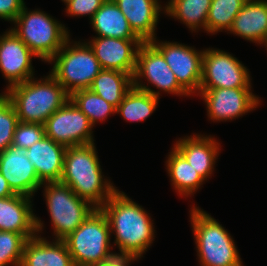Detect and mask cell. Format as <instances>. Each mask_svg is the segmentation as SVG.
Here are the masks:
<instances>
[{
    "label": "cell",
    "instance_id": "1",
    "mask_svg": "<svg viewBox=\"0 0 267 266\" xmlns=\"http://www.w3.org/2000/svg\"><path fill=\"white\" fill-rule=\"evenodd\" d=\"M100 209L108 219L111 233L115 234L114 244L120 251L117 256L136 261L143 257L155 237L149 213L119 190Z\"/></svg>",
    "mask_w": 267,
    "mask_h": 266
},
{
    "label": "cell",
    "instance_id": "2",
    "mask_svg": "<svg viewBox=\"0 0 267 266\" xmlns=\"http://www.w3.org/2000/svg\"><path fill=\"white\" fill-rule=\"evenodd\" d=\"M95 143L67 147L60 182L100 209L118 190L110 179H104Z\"/></svg>",
    "mask_w": 267,
    "mask_h": 266
},
{
    "label": "cell",
    "instance_id": "3",
    "mask_svg": "<svg viewBox=\"0 0 267 266\" xmlns=\"http://www.w3.org/2000/svg\"><path fill=\"white\" fill-rule=\"evenodd\" d=\"M4 94L13 104L19 122L23 123L44 124L70 99V94L50 73L43 79L32 77L11 86Z\"/></svg>",
    "mask_w": 267,
    "mask_h": 266
},
{
    "label": "cell",
    "instance_id": "4",
    "mask_svg": "<svg viewBox=\"0 0 267 266\" xmlns=\"http://www.w3.org/2000/svg\"><path fill=\"white\" fill-rule=\"evenodd\" d=\"M190 219L201 266H243L236 244L222 224L196 206L191 208Z\"/></svg>",
    "mask_w": 267,
    "mask_h": 266
},
{
    "label": "cell",
    "instance_id": "5",
    "mask_svg": "<svg viewBox=\"0 0 267 266\" xmlns=\"http://www.w3.org/2000/svg\"><path fill=\"white\" fill-rule=\"evenodd\" d=\"M110 225L101 209H95L88 218L63 239L75 266H99L111 261Z\"/></svg>",
    "mask_w": 267,
    "mask_h": 266
},
{
    "label": "cell",
    "instance_id": "6",
    "mask_svg": "<svg viewBox=\"0 0 267 266\" xmlns=\"http://www.w3.org/2000/svg\"><path fill=\"white\" fill-rule=\"evenodd\" d=\"M11 30L42 61L48 62L70 38L65 25L44 11H28L26 5L13 22Z\"/></svg>",
    "mask_w": 267,
    "mask_h": 266
},
{
    "label": "cell",
    "instance_id": "7",
    "mask_svg": "<svg viewBox=\"0 0 267 266\" xmlns=\"http://www.w3.org/2000/svg\"><path fill=\"white\" fill-rule=\"evenodd\" d=\"M70 40L69 38L57 54L48 61L53 64L50 74L69 94L76 90L90 88L94 78L102 70L87 42L71 43Z\"/></svg>",
    "mask_w": 267,
    "mask_h": 266
},
{
    "label": "cell",
    "instance_id": "8",
    "mask_svg": "<svg viewBox=\"0 0 267 266\" xmlns=\"http://www.w3.org/2000/svg\"><path fill=\"white\" fill-rule=\"evenodd\" d=\"M45 201L51 216L55 240H63L74 232L96 209L61 182L43 183Z\"/></svg>",
    "mask_w": 267,
    "mask_h": 266
},
{
    "label": "cell",
    "instance_id": "9",
    "mask_svg": "<svg viewBox=\"0 0 267 266\" xmlns=\"http://www.w3.org/2000/svg\"><path fill=\"white\" fill-rule=\"evenodd\" d=\"M248 69L230 53L205 49L200 89L251 88Z\"/></svg>",
    "mask_w": 267,
    "mask_h": 266
},
{
    "label": "cell",
    "instance_id": "10",
    "mask_svg": "<svg viewBox=\"0 0 267 266\" xmlns=\"http://www.w3.org/2000/svg\"><path fill=\"white\" fill-rule=\"evenodd\" d=\"M149 42L163 55L179 85L189 95L199 93L204 50L197 51L178 42H158L156 38Z\"/></svg>",
    "mask_w": 267,
    "mask_h": 266
},
{
    "label": "cell",
    "instance_id": "11",
    "mask_svg": "<svg viewBox=\"0 0 267 266\" xmlns=\"http://www.w3.org/2000/svg\"><path fill=\"white\" fill-rule=\"evenodd\" d=\"M43 125L46 136L65 147L94 143L93 126L70 99Z\"/></svg>",
    "mask_w": 267,
    "mask_h": 266
},
{
    "label": "cell",
    "instance_id": "12",
    "mask_svg": "<svg viewBox=\"0 0 267 266\" xmlns=\"http://www.w3.org/2000/svg\"><path fill=\"white\" fill-rule=\"evenodd\" d=\"M197 95L206 103L208 118L213 122L242 117L256 109L260 103L259 97L252 93L251 88L199 89Z\"/></svg>",
    "mask_w": 267,
    "mask_h": 266
},
{
    "label": "cell",
    "instance_id": "13",
    "mask_svg": "<svg viewBox=\"0 0 267 266\" xmlns=\"http://www.w3.org/2000/svg\"><path fill=\"white\" fill-rule=\"evenodd\" d=\"M133 85H142V78L157 89L169 94L190 96L177 82L163 55L148 41L143 42L137 52Z\"/></svg>",
    "mask_w": 267,
    "mask_h": 266
},
{
    "label": "cell",
    "instance_id": "14",
    "mask_svg": "<svg viewBox=\"0 0 267 266\" xmlns=\"http://www.w3.org/2000/svg\"><path fill=\"white\" fill-rule=\"evenodd\" d=\"M0 36V70L8 80L6 89L34 77L32 57H37L11 30Z\"/></svg>",
    "mask_w": 267,
    "mask_h": 266
},
{
    "label": "cell",
    "instance_id": "15",
    "mask_svg": "<svg viewBox=\"0 0 267 266\" xmlns=\"http://www.w3.org/2000/svg\"><path fill=\"white\" fill-rule=\"evenodd\" d=\"M27 149L10 145L0 152V172L15 194L34 196L42 186L33 164L27 158Z\"/></svg>",
    "mask_w": 267,
    "mask_h": 266
},
{
    "label": "cell",
    "instance_id": "16",
    "mask_svg": "<svg viewBox=\"0 0 267 266\" xmlns=\"http://www.w3.org/2000/svg\"><path fill=\"white\" fill-rule=\"evenodd\" d=\"M102 69L118 70L132 77L136 69L137 52L141 39L93 37L87 42Z\"/></svg>",
    "mask_w": 267,
    "mask_h": 266
},
{
    "label": "cell",
    "instance_id": "17",
    "mask_svg": "<svg viewBox=\"0 0 267 266\" xmlns=\"http://www.w3.org/2000/svg\"><path fill=\"white\" fill-rule=\"evenodd\" d=\"M31 197L15 194L0 198V230L33 238L43 230L42 221L33 213Z\"/></svg>",
    "mask_w": 267,
    "mask_h": 266
},
{
    "label": "cell",
    "instance_id": "18",
    "mask_svg": "<svg viewBox=\"0 0 267 266\" xmlns=\"http://www.w3.org/2000/svg\"><path fill=\"white\" fill-rule=\"evenodd\" d=\"M214 138L195 134L180 138L173 146L205 181L214 171L219 155L220 143Z\"/></svg>",
    "mask_w": 267,
    "mask_h": 266
},
{
    "label": "cell",
    "instance_id": "19",
    "mask_svg": "<svg viewBox=\"0 0 267 266\" xmlns=\"http://www.w3.org/2000/svg\"><path fill=\"white\" fill-rule=\"evenodd\" d=\"M66 149L47 136L27 149V158L42 183L60 182Z\"/></svg>",
    "mask_w": 267,
    "mask_h": 266
},
{
    "label": "cell",
    "instance_id": "20",
    "mask_svg": "<svg viewBox=\"0 0 267 266\" xmlns=\"http://www.w3.org/2000/svg\"><path fill=\"white\" fill-rule=\"evenodd\" d=\"M133 32L143 41L156 38L155 30L163 10L158 0H113Z\"/></svg>",
    "mask_w": 267,
    "mask_h": 266
},
{
    "label": "cell",
    "instance_id": "21",
    "mask_svg": "<svg viewBox=\"0 0 267 266\" xmlns=\"http://www.w3.org/2000/svg\"><path fill=\"white\" fill-rule=\"evenodd\" d=\"M20 266H75L63 240L50 242L41 235L27 239Z\"/></svg>",
    "mask_w": 267,
    "mask_h": 266
},
{
    "label": "cell",
    "instance_id": "22",
    "mask_svg": "<svg viewBox=\"0 0 267 266\" xmlns=\"http://www.w3.org/2000/svg\"><path fill=\"white\" fill-rule=\"evenodd\" d=\"M229 32L262 44L267 36V0H247Z\"/></svg>",
    "mask_w": 267,
    "mask_h": 266
},
{
    "label": "cell",
    "instance_id": "23",
    "mask_svg": "<svg viewBox=\"0 0 267 266\" xmlns=\"http://www.w3.org/2000/svg\"><path fill=\"white\" fill-rule=\"evenodd\" d=\"M160 91H154L148 85H133L116 108L123 119L128 122L146 120L155 111Z\"/></svg>",
    "mask_w": 267,
    "mask_h": 266
},
{
    "label": "cell",
    "instance_id": "24",
    "mask_svg": "<svg viewBox=\"0 0 267 266\" xmlns=\"http://www.w3.org/2000/svg\"><path fill=\"white\" fill-rule=\"evenodd\" d=\"M97 37L140 39L113 0H106L90 20Z\"/></svg>",
    "mask_w": 267,
    "mask_h": 266
},
{
    "label": "cell",
    "instance_id": "25",
    "mask_svg": "<svg viewBox=\"0 0 267 266\" xmlns=\"http://www.w3.org/2000/svg\"><path fill=\"white\" fill-rule=\"evenodd\" d=\"M166 161V169L172 186L179 195L191 196L201 187L205 180L187 160L173 147Z\"/></svg>",
    "mask_w": 267,
    "mask_h": 266
},
{
    "label": "cell",
    "instance_id": "26",
    "mask_svg": "<svg viewBox=\"0 0 267 266\" xmlns=\"http://www.w3.org/2000/svg\"><path fill=\"white\" fill-rule=\"evenodd\" d=\"M132 87L133 78L130 74L102 69L89 89L117 108Z\"/></svg>",
    "mask_w": 267,
    "mask_h": 266
},
{
    "label": "cell",
    "instance_id": "27",
    "mask_svg": "<svg viewBox=\"0 0 267 266\" xmlns=\"http://www.w3.org/2000/svg\"><path fill=\"white\" fill-rule=\"evenodd\" d=\"M212 0H169L164 6L166 15L183 22L191 31L203 28L206 31V21Z\"/></svg>",
    "mask_w": 267,
    "mask_h": 266
},
{
    "label": "cell",
    "instance_id": "28",
    "mask_svg": "<svg viewBox=\"0 0 267 266\" xmlns=\"http://www.w3.org/2000/svg\"><path fill=\"white\" fill-rule=\"evenodd\" d=\"M70 100L88 117L92 126L97 121H105L108 115L116 113V108L91 89H80L70 94Z\"/></svg>",
    "mask_w": 267,
    "mask_h": 266
},
{
    "label": "cell",
    "instance_id": "29",
    "mask_svg": "<svg viewBox=\"0 0 267 266\" xmlns=\"http://www.w3.org/2000/svg\"><path fill=\"white\" fill-rule=\"evenodd\" d=\"M247 0H212L206 21V32L229 31L234 19Z\"/></svg>",
    "mask_w": 267,
    "mask_h": 266
},
{
    "label": "cell",
    "instance_id": "30",
    "mask_svg": "<svg viewBox=\"0 0 267 266\" xmlns=\"http://www.w3.org/2000/svg\"><path fill=\"white\" fill-rule=\"evenodd\" d=\"M26 241L23 234L0 230V266H20Z\"/></svg>",
    "mask_w": 267,
    "mask_h": 266
},
{
    "label": "cell",
    "instance_id": "31",
    "mask_svg": "<svg viewBox=\"0 0 267 266\" xmlns=\"http://www.w3.org/2000/svg\"><path fill=\"white\" fill-rule=\"evenodd\" d=\"M18 123L14 106L4 94L0 98V152L12 145Z\"/></svg>",
    "mask_w": 267,
    "mask_h": 266
},
{
    "label": "cell",
    "instance_id": "32",
    "mask_svg": "<svg viewBox=\"0 0 267 266\" xmlns=\"http://www.w3.org/2000/svg\"><path fill=\"white\" fill-rule=\"evenodd\" d=\"M44 125L40 123L19 122L13 136V146L28 149L45 137Z\"/></svg>",
    "mask_w": 267,
    "mask_h": 266
},
{
    "label": "cell",
    "instance_id": "33",
    "mask_svg": "<svg viewBox=\"0 0 267 266\" xmlns=\"http://www.w3.org/2000/svg\"><path fill=\"white\" fill-rule=\"evenodd\" d=\"M106 0H71L66 4V13L70 16H89L90 20L93 15L100 9Z\"/></svg>",
    "mask_w": 267,
    "mask_h": 266
},
{
    "label": "cell",
    "instance_id": "34",
    "mask_svg": "<svg viewBox=\"0 0 267 266\" xmlns=\"http://www.w3.org/2000/svg\"><path fill=\"white\" fill-rule=\"evenodd\" d=\"M24 6V0H0V18L14 22Z\"/></svg>",
    "mask_w": 267,
    "mask_h": 266
},
{
    "label": "cell",
    "instance_id": "35",
    "mask_svg": "<svg viewBox=\"0 0 267 266\" xmlns=\"http://www.w3.org/2000/svg\"><path fill=\"white\" fill-rule=\"evenodd\" d=\"M134 259L128 257L116 256L109 262L102 263L99 266H129L131 262H134Z\"/></svg>",
    "mask_w": 267,
    "mask_h": 266
},
{
    "label": "cell",
    "instance_id": "36",
    "mask_svg": "<svg viewBox=\"0 0 267 266\" xmlns=\"http://www.w3.org/2000/svg\"><path fill=\"white\" fill-rule=\"evenodd\" d=\"M15 195L12 189L9 187L7 180L3 177L0 172V198H6Z\"/></svg>",
    "mask_w": 267,
    "mask_h": 266
},
{
    "label": "cell",
    "instance_id": "37",
    "mask_svg": "<svg viewBox=\"0 0 267 266\" xmlns=\"http://www.w3.org/2000/svg\"><path fill=\"white\" fill-rule=\"evenodd\" d=\"M264 46H266V48H267V36H266V38H265V40L263 41V43H262ZM267 50V49H266Z\"/></svg>",
    "mask_w": 267,
    "mask_h": 266
},
{
    "label": "cell",
    "instance_id": "38",
    "mask_svg": "<svg viewBox=\"0 0 267 266\" xmlns=\"http://www.w3.org/2000/svg\"><path fill=\"white\" fill-rule=\"evenodd\" d=\"M65 4L69 3L71 0H62Z\"/></svg>",
    "mask_w": 267,
    "mask_h": 266
}]
</instances>
